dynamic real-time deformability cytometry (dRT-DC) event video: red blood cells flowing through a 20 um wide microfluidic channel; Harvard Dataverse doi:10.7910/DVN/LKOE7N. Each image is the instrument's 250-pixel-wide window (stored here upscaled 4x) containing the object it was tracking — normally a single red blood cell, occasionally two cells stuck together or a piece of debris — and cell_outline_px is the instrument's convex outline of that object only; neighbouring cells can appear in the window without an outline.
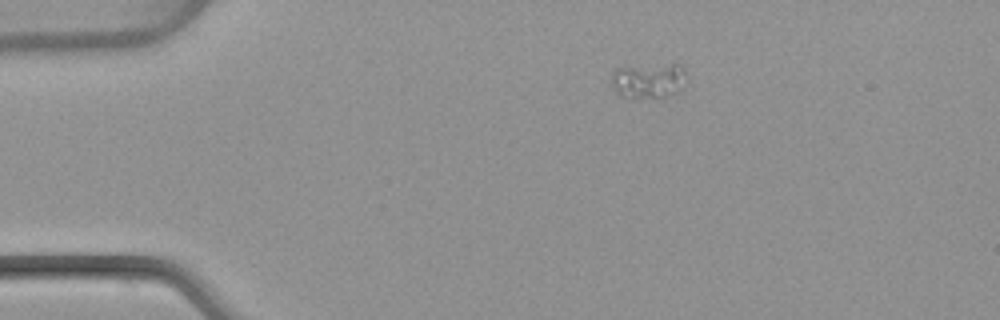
{"species": "common noctule bat (a hibernating species)", "species_latin": "Nyctalus noctula", "temperature_condition": "warm", "stored_images_in_passage": 42, "camera_frame_rate_fps": 3000, "um_per_image_px": 0.085, "animal": {"sex": "female", "body_mass_g": 22.7, "forearm_length_mm": 54.2}, "frame": {"image": 1, "passage_image": 1, "time_ms": 0.0, "image_size_px": [1000, 320], "cell_outline_px": [[688, 76], [684, 88], [676, 92], [664, 96], [620, 96], [608, 84], [612, 72], [616, 68], [668, 64], [680, 64], [684, 68]], "centroid_in_image_um": [55.13, 6.82], "position_along_channel_um": 29.9, "area_um2": 15.43}}
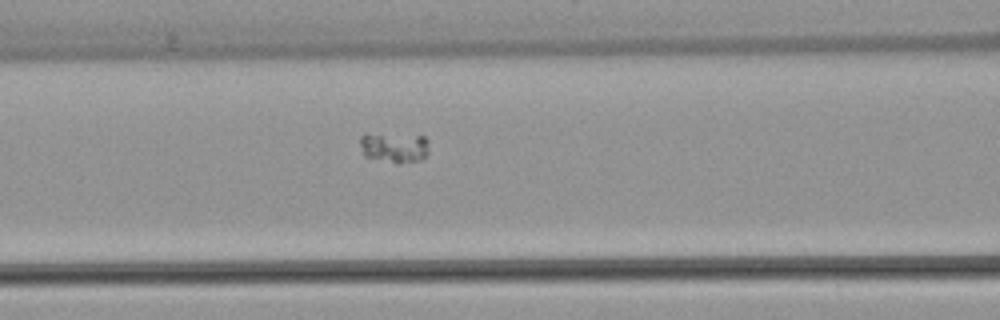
{"frame": {"image": 2, "passage_image": 13, "time_ms": 4.0, "image_size_px": [1000, 320], "cell_outline_px": [[428, 152], [420, 160], [400, 164], [396, 164], [364, 156], [360, 144], [360, 136], [364, 132], [368, 132], [424, 136], [428, 140]], "centroid_in_image_um": [33.48, 12.51], "position_along_channel_um": 133.1, "area_um2": 12.6}}
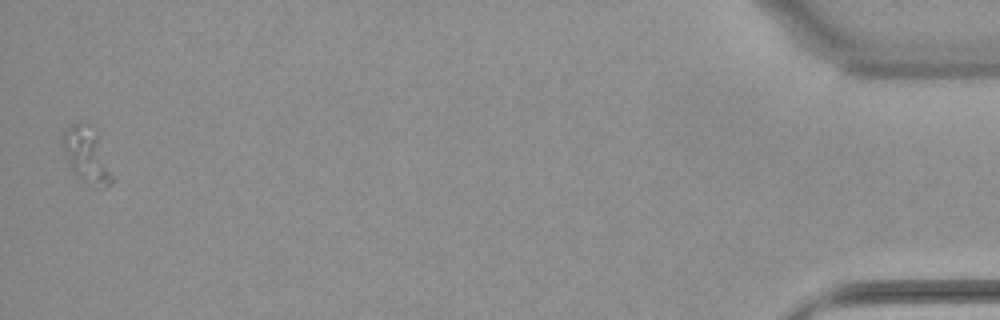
{"frame": {"image": 3, "passage_image": 42, "time_ms": 13.667, "image_size_px": [1000, 320], "cell_outline_px": [[112, 184], [104, 188], [88, 184], [68, 164], [60, 144], [60, 136], [64, 128], [68, 124], [80, 120], [88, 120], [92, 124], [112, 176]], "centroid_in_image_um": [7.27, 13.05], "position_along_channel_um": 427.9, "area_um2": 16.13}}